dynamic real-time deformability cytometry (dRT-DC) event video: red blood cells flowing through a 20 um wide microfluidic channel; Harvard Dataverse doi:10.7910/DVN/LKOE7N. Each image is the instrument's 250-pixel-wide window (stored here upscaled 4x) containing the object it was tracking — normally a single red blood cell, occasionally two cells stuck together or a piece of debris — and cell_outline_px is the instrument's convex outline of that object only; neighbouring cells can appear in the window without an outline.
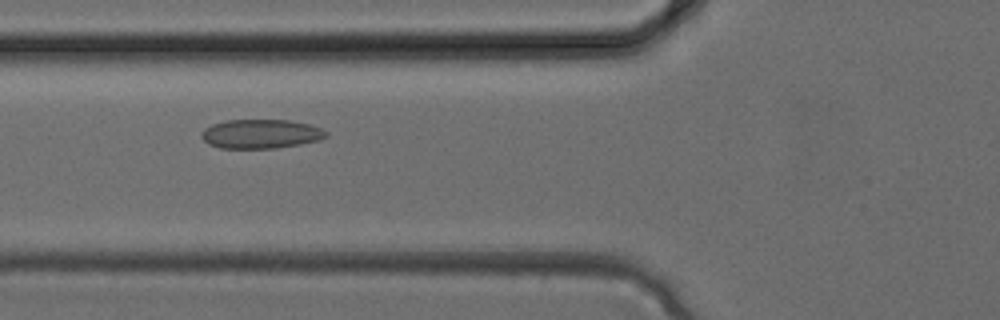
{"species": "common noctule bat (a hibernating species)", "species_latin": "Nyctalus noctula", "temperature_condition": "cold", "stored_images_in_passage": 34, "camera_frame_rate_fps": 3000, "um_per_image_px": 0.085, "animal": {"sex": "female", "body_mass_g": 24.6, "forearm_length_mm": 56.2}, "frame": {"image": 1, "passage_image": 12, "time_ms": 3.667, "image_size_px": [1000, 320], "cell_outline_px": [[328, 136], [320, 140], [300, 144], [276, 148], [220, 148], [208, 144], [200, 136], [200, 132], [204, 128], [212, 124], [228, 120], [288, 120], [312, 124], [328, 132]], "centroid_in_image_um": [22.17, 11.38], "position_along_channel_um": 103.6, "area_um2": 21.33}}
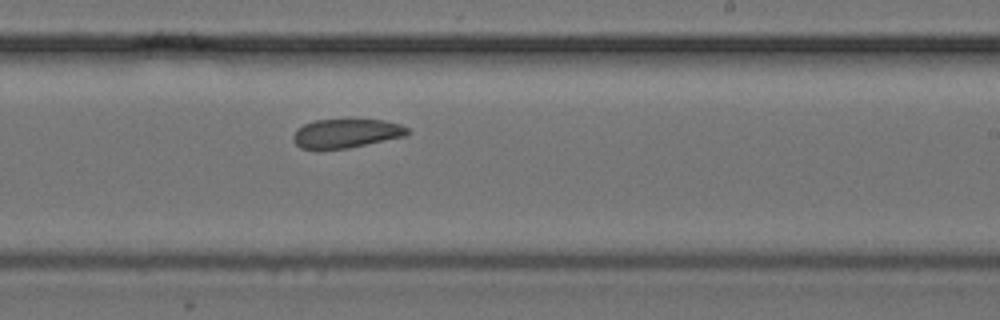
{"frame": {"image": 2, "passage_image": 20, "time_ms": 6.333, "image_size_px": [1000, 320], "cell_outline_px": [[408, 132], [404, 136], [348, 148], [300, 148], [292, 140], [292, 136], [296, 128], [304, 124], [316, 120], [348, 116], [384, 120], [400, 124], [408, 128]], "centroid_in_image_um": [29.4, 11.26], "position_along_channel_um": 259.6, "area_um2": 19.94}}
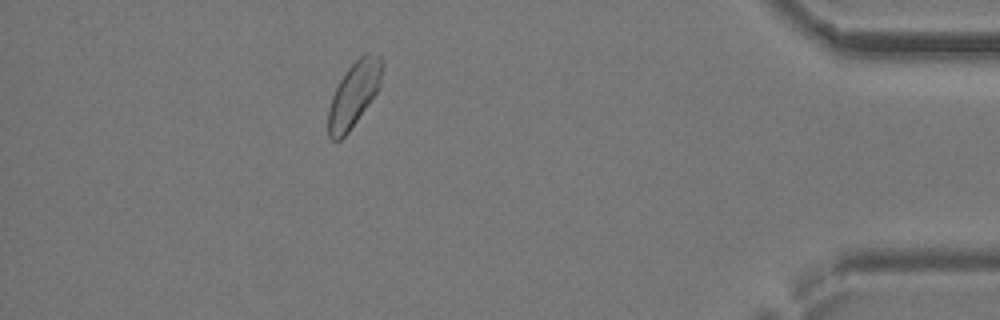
{"frame": {"image": 3, "passage_image": 30, "time_ms": 9.667, "image_size_px": [1000, 320], "cell_outline_px": [[384, 64], [380, 84], [376, 92], [368, 104], [348, 132], [340, 140], [332, 140], [328, 136], [328, 108], [332, 96], [340, 80], [348, 68], [364, 52], [372, 52], [380, 56]], "centroid_in_image_um": [30.08, 7.98], "position_along_channel_um": 405.1, "area_um2": 20.23}}